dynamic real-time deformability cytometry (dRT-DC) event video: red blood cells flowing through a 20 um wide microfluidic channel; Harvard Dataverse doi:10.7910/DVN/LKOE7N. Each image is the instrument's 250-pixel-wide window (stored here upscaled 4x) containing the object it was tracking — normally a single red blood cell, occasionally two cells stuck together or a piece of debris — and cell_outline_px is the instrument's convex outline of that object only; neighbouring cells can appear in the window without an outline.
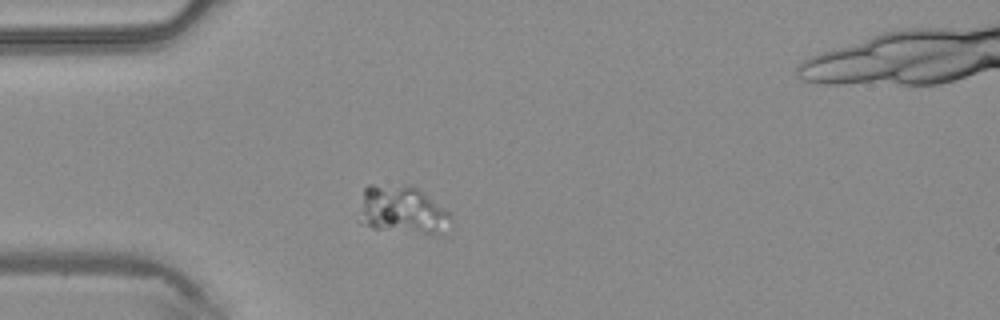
{"species": "common noctule bat (a hibernating species)", "species_latin": "Nyctalus noctula", "temperature_condition": "warm", "stored_images_in_passage": 37, "camera_frame_rate_fps": 3000, "um_per_image_px": 0.085, "animal": {"sex": "male", "body_mass_g": 20.4}, "frame": {"image": 1, "passage_image": 1, "time_ms": 0.0, "image_size_px": [1000, 320], "cell_outline_px": [[452, 220], [436, 236], [432, 236], [372, 228], [360, 224], [356, 220], [364, 188], [368, 184], [408, 184], [416, 188], [444, 208], [448, 212]], "centroid_in_image_um": [34.11, 17.86], "position_along_channel_um": 50.9, "area_um2": 26.3}}
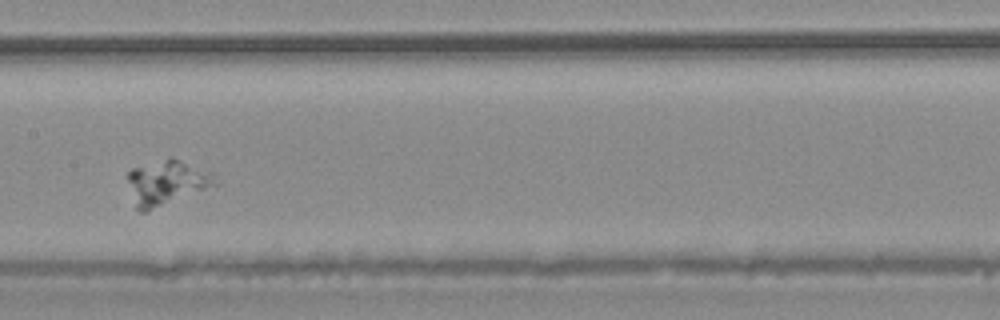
{"frame": {"image": 2, "passage_image": 12, "time_ms": 3.667, "image_size_px": [1000, 320], "cell_outline_px": [[220, 184], [148, 212], [140, 212], [136, 208], [128, 180], [128, 172], [132, 168], [172, 156], [216, 172]], "centroid_in_image_um": [14.27, 15.51], "position_along_channel_um": 193.1, "area_um2": 23.52}}
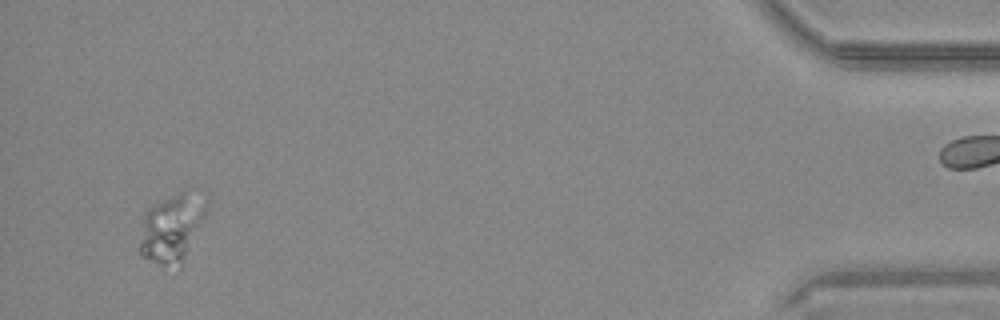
{"frame": {"image": 3, "passage_image": 34, "time_ms": 11.0, "image_size_px": [1000, 320], "cell_outline_px": [[208, 208], [180, 272], [140, 256], [140, 244], [144, 216], [156, 204], [180, 192], [184, 192]], "centroid_in_image_um": [14.58, 19.57], "position_along_channel_um": 420.6, "area_um2": 25.43}}